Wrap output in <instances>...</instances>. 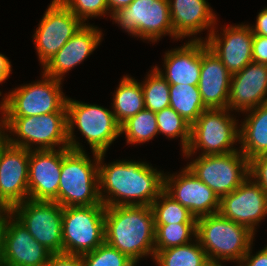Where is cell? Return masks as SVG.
<instances>
[{"mask_svg":"<svg viewBox=\"0 0 267 266\" xmlns=\"http://www.w3.org/2000/svg\"><path fill=\"white\" fill-rule=\"evenodd\" d=\"M104 156L105 153L99 154V194L106 207L151 206L164 190V172L157 168L133 160L107 165L103 164Z\"/></svg>","mask_w":267,"mask_h":266,"instance_id":"6da1fadb","label":"cell"},{"mask_svg":"<svg viewBox=\"0 0 267 266\" xmlns=\"http://www.w3.org/2000/svg\"><path fill=\"white\" fill-rule=\"evenodd\" d=\"M155 222L151 206H110L105 209V242L135 263L155 256Z\"/></svg>","mask_w":267,"mask_h":266,"instance_id":"7a4b0ae2","label":"cell"},{"mask_svg":"<svg viewBox=\"0 0 267 266\" xmlns=\"http://www.w3.org/2000/svg\"><path fill=\"white\" fill-rule=\"evenodd\" d=\"M62 148L58 204L62 207L103 205L99 194V154ZM95 162V163H94Z\"/></svg>","mask_w":267,"mask_h":266,"instance_id":"3957f363","label":"cell"},{"mask_svg":"<svg viewBox=\"0 0 267 266\" xmlns=\"http://www.w3.org/2000/svg\"><path fill=\"white\" fill-rule=\"evenodd\" d=\"M66 110L67 137L71 150L85 151L83 146L75 140L74 126L87 140L91 152L97 154H106L108 147L121 135V126L109 109L67 98Z\"/></svg>","mask_w":267,"mask_h":266,"instance_id":"277c9868","label":"cell"},{"mask_svg":"<svg viewBox=\"0 0 267 266\" xmlns=\"http://www.w3.org/2000/svg\"><path fill=\"white\" fill-rule=\"evenodd\" d=\"M254 235L247 227L219 213L197 218L196 238L211 262L238 264L253 244Z\"/></svg>","mask_w":267,"mask_h":266,"instance_id":"5b68a950","label":"cell"},{"mask_svg":"<svg viewBox=\"0 0 267 266\" xmlns=\"http://www.w3.org/2000/svg\"><path fill=\"white\" fill-rule=\"evenodd\" d=\"M40 81L21 85L6 94L0 103L3 117H27L49 113H67V96L62 81L43 73Z\"/></svg>","mask_w":267,"mask_h":266,"instance_id":"8992f818","label":"cell"},{"mask_svg":"<svg viewBox=\"0 0 267 266\" xmlns=\"http://www.w3.org/2000/svg\"><path fill=\"white\" fill-rule=\"evenodd\" d=\"M9 134L8 143L33 150L69 148L67 137V113H49L27 117H3ZM33 144V145H32ZM61 145V146H60ZM32 146V147H31Z\"/></svg>","mask_w":267,"mask_h":266,"instance_id":"52a82bcc","label":"cell"},{"mask_svg":"<svg viewBox=\"0 0 267 266\" xmlns=\"http://www.w3.org/2000/svg\"><path fill=\"white\" fill-rule=\"evenodd\" d=\"M228 108L207 109L191 125V139L188 148L182 152L187 158L199 155L227 154L238 151L233 145L239 142L240 130Z\"/></svg>","mask_w":267,"mask_h":266,"instance_id":"ba28073f","label":"cell"},{"mask_svg":"<svg viewBox=\"0 0 267 266\" xmlns=\"http://www.w3.org/2000/svg\"><path fill=\"white\" fill-rule=\"evenodd\" d=\"M105 205L63 207V253L84 255L105 242Z\"/></svg>","mask_w":267,"mask_h":266,"instance_id":"9c48e42d","label":"cell"},{"mask_svg":"<svg viewBox=\"0 0 267 266\" xmlns=\"http://www.w3.org/2000/svg\"><path fill=\"white\" fill-rule=\"evenodd\" d=\"M122 29L144 40L157 42L162 35L177 39L170 19L168 0H134L111 15Z\"/></svg>","mask_w":267,"mask_h":266,"instance_id":"30bf717a","label":"cell"},{"mask_svg":"<svg viewBox=\"0 0 267 266\" xmlns=\"http://www.w3.org/2000/svg\"><path fill=\"white\" fill-rule=\"evenodd\" d=\"M187 167L219 198L231 193L249 176V160L240 149L227 154L199 155Z\"/></svg>","mask_w":267,"mask_h":266,"instance_id":"8fae6325","label":"cell"},{"mask_svg":"<svg viewBox=\"0 0 267 266\" xmlns=\"http://www.w3.org/2000/svg\"><path fill=\"white\" fill-rule=\"evenodd\" d=\"M10 212L50 253H63L61 205L55 201L27 199L15 205Z\"/></svg>","mask_w":267,"mask_h":266,"instance_id":"7c38bea8","label":"cell"},{"mask_svg":"<svg viewBox=\"0 0 267 266\" xmlns=\"http://www.w3.org/2000/svg\"><path fill=\"white\" fill-rule=\"evenodd\" d=\"M60 0H52L33 38L42 66L84 25Z\"/></svg>","mask_w":267,"mask_h":266,"instance_id":"4fadbf2b","label":"cell"},{"mask_svg":"<svg viewBox=\"0 0 267 266\" xmlns=\"http://www.w3.org/2000/svg\"><path fill=\"white\" fill-rule=\"evenodd\" d=\"M218 213L256 234L255 226L267 215V193L249 176L239 187L220 198Z\"/></svg>","mask_w":267,"mask_h":266,"instance_id":"5bb4252c","label":"cell"},{"mask_svg":"<svg viewBox=\"0 0 267 266\" xmlns=\"http://www.w3.org/2000/svg\"><path fill=\"white\" fill-rule=\"evenodd\" d=\"M164 190L195 218L216 214L220 198L186 166L179 174H164Z\"/></svg>","mask_w":267,"mask_h":266,"instance_id":"9a60e30c","label":"cell"},{"mask_svg":"<svg viewBox=\"0 0 267 266\" xmlns=\"http://www.w3.org/2000/svg\"><path fill=\"white\" fill-rule=\"evenodd\" d=\"M51 255L11 212L6 215L2 266H46Z\"/></svg>","mask_w":267,"mask_h":266,"instance_id":"2e32d148","label":"cell"},{"mask_svg":"<svg viewBox=\"0 0 267 266\" xmlns=\"http://www.w3.org/2000/svg\"><path fill=\"white\" fill-rule=\"evenodd\" d=\"M30 150L10 145L0 152V200L11 210L29 199Z\"/></svg>","mask_w":267,"mask_h":266,"instance_id":"e0dca14e","label":"cell"},{"mask_svg":"<svg viewBox=\"0 0 267 266\" xmlns=\"http://www.w3.org/2000/svg\"><path fill=\"white\" fill-rule=\"evenodd\" d=\"M223 33L214 29L205 38L207 47L221 60L231 74L243 70L252 60L253 32L250 25L226 26Z\"/></svg>","mask_w":267,"mask_h":266,"instance_id":"ac0fdd59","label":"cell"},{"mask_svg":"<svg viewBox=\"0 0 267 266\" xmlns=\"http://www.w3.org/2000/svg\"><path fill=\"white\" fill-rule=\"evenodd\" d=\"M62 168V149L31 150L28 189L30 200L55 201Z\"/></svg>","mask_w":267,"mask_h":266,"instance_id":"d6986e66","label":"cell"},{"mask_svg":"<svg viewBox=\"0 0 267 266\" xmlns=\"http://www.w3.org/2000/svg\"><path fill=\"white\" fill-rule=\"evenodd\" d=\"M267 65L252 61L232 74L227 108L244 112L267 103Z\"/></svg>","mask_w":267,"mask_h":266,"instance_id":"ffe728a7","label":"cell"},{"mask_svg":"<svg viewBox=\"0 0 267 266\" xmlns=\"http://www.w3.org/2000/svg\"><path fill=\"white\" fill-rule=\"evenodd\" d=\"M100 28L85 23L43 66L42 73L61 80L65 73L84 61L100 45Z\"/></svg>","mask_w":267,"mask_h":266,"instance_id":"44dd1931","label":"cell"},{"mask_svg":"<svg viewBox=\"0 0 267 266\" xmlns=\"http://www.w3.org/2000/svg\"><path fill=\"white\" fill-rule=\"evenodd\" d=\"M232 74L202 40V64L198 89L207 109L227 108Z\"/></svg>","mask_w":267,"mask_h":266,"instance_id":"7402d4cb","label":"cell"},{"mask_svg":"<svg viewBox=\"0 0 267 266\" xmlns=\"http://www.w3.org/2000/svg\"><path fill=\"white\" fill-rule=\"evenodd\" d=\"M194 37L180 48L165 52V73L155 66L169 85L198 86L202 64V38Z\"/></svg>","mask_w":267,"mask_h":266,"instance_id":"603a6c76","label":"cell"},{"mask_svg":"<svg viewBox=\"0 0 267 266\" xmlns=\"http://www.w3.org/2000/svg\"><path fill=\"white\" fill-rule=\"evenodd\" d=\"M168 4L173 31L179 39L205 29L210 31L209 36L216 25L217 17L206 0H168Z\"/></svg>","mask_w":267,"mask_h":266,"instance_id":"cb8c5ba5","label":"cell"},{"mask_svg":"<svg viewBox=\"0 0 267 266\" xmlns=\"http://www.w3.org/2000/svg\"><path fill=\"white\" fill-rule=\"evenodd\" d=\"M247 117L239 126L241 153L250 161L267 153V103L245 111Z\"/></svg>","mask_w":267,"mask_h":266,"instance_id":"d4e9b609","label":"cell"},{"mask_svg":"<svg viewBox=\"0 0 267 266\" xmlns=\"http://www.w3.org/2000/svg\"><path fill=\"white\" fill-rule=\"evenodd\" d=\"M113 97V113L121 126L130 117L145 109L141 83L134 78L123 76Z\"/></svg>","mask_w":267,"mask_h":266,"instance_id":"484cf974","label":"cell"},{"mask_svg":"<svg viewBox=\"0 0 267 266\" xmlns=\"http://www.w3.org/2000/svg\"><path fill=\"white\" fill-rule=\"evenodd\" d=\"M153 260L158 266H206L210 262L197 238L185 245L160 250Z\"/></svg>","mask_w":267,"mask_h":266,"instance_id":"4316f807","label":"cell"},{"mask_svg":"<svg viewBox=\"0 0 267 266\" xmlns=\"http://www.w3.org/2000/svg\"><path fill=\"white\" fill-rule=\"evenodd\" d=\"M170 107L191 125L207 110L198 86L183 84L170 85Z\"/></svg>","mask_w":267,"mask_h":266,"instance_id":"83f0119b","label":"cell"},{"mask_svg":"<svg viewBox=\"0 0 267 266\" xmlns=\"http://www.w3.org/2000/svg\"><path fill=\"white\" fill-rule=\"evenodd\" d=\"M155 225L197 223V218L163 190L151 204Z\"/></svg>","mask_w":267,"mask_h":266,"instance_id":"f1b7e54d","label":"cell"},{"mask_svg":"<svg viewBox=\"0 0 267 266\" xmlns=\"http://www.w3.org/2000/svg\"><path fill=\"white\" fill-rule=\"evenodd\" d=\"M120 133H125L127 144H140L152 140L159 134L156 112L141 110L121 125Z\"/></svg>","mask_w":267,"mask_h":266,"instance_id":"f546056e","label":"cell"},{"mask_svg":"<svg viewBox=\"0 0 267 266\" xmlns=\"http://www.w3.org/2000/svg\"><path fill=\"white\" fill-rule=\"evenodd\" d=\"M141 86L145 109L158 112L170 107V85L155 67L141 82Z\"/></svg>","mask_w":267,"mask_h":266,"instance_id":"4dcf8cb0","label":"cell"},{"mask_svg":"<svg viewBox=\"0 0 267 266\" xmlns=\"http://www.w3.org/2000/svg\"><path fill=\"white\" fill-rule=\"evenodd\" d=\"M155 254L160 250L181 246L196 238L197 223L155 225Z\"/></svg>","mask_w":267,"mask_h":266,"instance_id":"1f68e13d","label":"cell"},{"mask_svg":"<svg viewBox=\"0 0 267 266\" xmlns=\"http://www.w3.org/2000/svg\"><path fill=\"white\" fill-rule=\"evenodd\" d=\"M156 119L159 134H164L171 139L180 137L181 148L184 152L190 143L191 124L171 107L156 112Z\"/></svg>","mask_w":267,"mask_h":266,"instance_id":"d6a6232c","label":"cell"},{"mask_svg":"<svg viewBox=\"0 0 267 266\" xmlns=\"http://www.w3.org/2000/svg\"><path fill=\"white\" fill-rule=\"evenodd\" d=\"M84 266H136L127 255L106 242L92 252L81 255Z\"/></svg>","mask_w":267,"mask_h":266,"instance_id":"836d02e7","label":"cell"},{"mask_svg":"<svg viewBox=\"0 0 267 266\" xmlns=\"http://www.w3.org/2000/svg\"><path fill=\"white\" fill-rule=\"evenodd\" d=\"M83 23L108 12L107 0H60Z\"/></svg>","mask_w":267,"mask_h":266,"instance_id":"e575fe53","label":"cell"},{"mask_svg":"<svg viewBox=\"0 0 267 266\" xmlns=\"http://www.w3.org/2000/svg\"><path fill=\"white\" fill-rule=\"evenodd\" d=\"M250 177L267 193V153L261 154L249 161Z\"/></svg>","mask_w":267,"mask_h":266,"instance_id":"d590c367","label":"cell"},{"mask_svg":"<svg viewBox=\"0 0 267 266\" xmlns=\"http://www.w3.org/2000/svg\"><path fill=\"white\" fill-rule=\"evenodd\" d=\"M252 60L267 65V37L253 35Z\"/></svg>","mask_w":267,"mask_h":266,"instance_id":"8d00e7d4","label":"cell"},{"mask_svg":"<svg viewBox=\"0 0 267 266\" xmlns=\"http://www.w3.org/2000/svg\"><path fill=\"white\" fill-rule=\"evenodd\" d=\"M46 266H84L81 256L70 254H52Z\"/></svg>","mask_w":267,"mask_h":266,"instance_id":"74e56055","label":"cell"},{"mask_svg":"<svg viewBox=\"0 0 267 266\" xmlns=\"http://www.w3.org/2000/svg\"><path fill=\"white\" fill-rule=\"evenodd\" d=\"M252 246H250L246 255L241 259L238 266H267V249L264 247L255 255H251Z\"/></svg>","mask_w":267,"mask_h":266,"instance_id":"f35d334b","label":"cell"},{"mask_svg":"<svg viewBox=\"0 0 267 266\" xmlns=\"http://www.w3.org/2000/svg\"><path fill=\"white\" fill-rule=\"evenodd\" d=\"M253 35H261L267 37V8H264L258 13L256 18V24L251 26Z\"/></svg>","mask_w":267,"mask_h":266,"instance_id":"ab89813d","label":"cell"},{"mask_svg":"<svg viewBox=\"0 0 267 266\" xmlns=\"http://www.w3.org/2000/svg\"><path fill=\"white\" fill-rule=\"evenodd\" d=\"M11 62L9 59L0 53V84L4 82L6 79H8L9 75L11 74ZM0 96L1 92H0Z\"/></svg>","mask_w":267,"mask_h":266,"instance_id":"60d3db41","label":"cell"},{"mask_svg":"<svg viewBox=\"0 0 267 266\" xmlns=\"http://www.w3.org/2000/svg\"><path fill=\"white\" fill-rule=\"evenodd\" d=\"M134 0H107L110 16L122 8L129 6Z\"/></svg>","mask_w":267,"mask_h":266,"instance_id":"b9f144b4","label":"cell"},{"mask_svg":"<svg viewBox=\"0 0 267 266\" xmlns=\"http://www.w3.org/2000/svg\"><path fill=\"white\" fill-rule=\"evenodd\" d=\"M0 152L1 150L8 144V134L5 133L8 132L7 125L5 123V120L3 116L0 118Z\"/></svg>","mask_w":267,"mask_h":266,"instance_id":"7bdbcfd3","label":"cell"},{"mask_svg":"<svg viewBox=\"0 0 267 266\" xmlns=\"http://www.w3.org/2000/svg\"><path fill=\"white\" fill-rule=\"evenodd\" d=\"M6 223V217H0V266H2V243H3V230Z\"/></svg>","mask_w":267,"mask_h":266,"instance_id":"ee69618b","label":"cell"},{"mask_svg":"<svg viewBox=\"0 0 267 266\" xmlns=\"http://www.w3.org/2000/svg\"><path fill=\"white\" fill-rule=\"evenodd\" d=\"M10 210L0 200V217H6Z\"/></svg>","mask_w":267,"mask_h":266,"instance_id":"f6af8a7d","label":"cell"},{"mask_svg":"<svg viewBox=\"0 0 267 266\" xmlns=\"http://www.w3.org/2000/svg\"><path fill=\"white\" fill-rule=\"evenodd\" d=\"M222 262H209L206 266H222Z\"/></svg>","mask_w":267,"mask_h":266,"instance_id":"bcb514c9","label":"cell"}]
</instances>
